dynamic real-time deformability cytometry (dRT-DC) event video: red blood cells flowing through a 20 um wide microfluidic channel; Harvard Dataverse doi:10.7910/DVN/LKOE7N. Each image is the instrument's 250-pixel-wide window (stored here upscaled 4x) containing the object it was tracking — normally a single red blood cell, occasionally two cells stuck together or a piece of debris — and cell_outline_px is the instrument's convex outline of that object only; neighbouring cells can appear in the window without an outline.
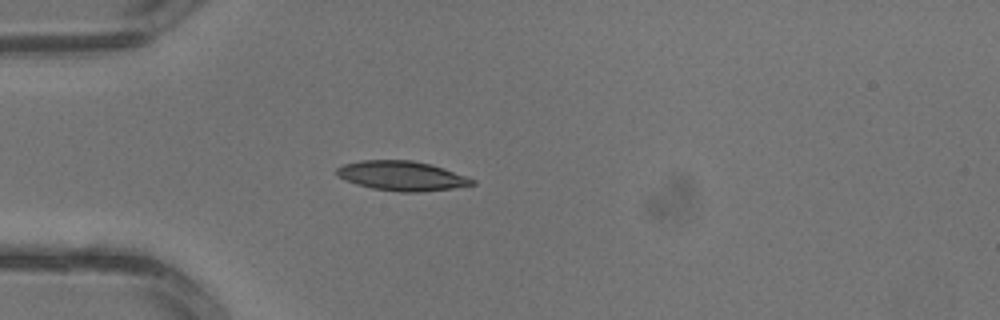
{"species": "common noctule bat (a hibernating species)", "species_latin": "Nyctalus noctula", "temperature_condition": "warm", "stored_images_in_passage": 2, "camera_frame_rate_fps": 3000, "um_per_image_px": 0.085, "animal": {"sex": "male", "body_mass_g": 13.3}, "frame": {"image": 1, "passage_image": 2, "time_ms": 0.333, "image_size_px": [1000, 320], "cell_outline_px": [[476, 184], [452, 188], [420, 192], [400, 192], [372, 188], [356, 184], [336, 176], [336, 168], [344, 164], [360, 160], [412, 160], [432, 164], [468, 176], [476, 180]], "centroid_in_image_um": [34.17, 14.94], "position_along_channel_um": 50.8, "area_um2": 23.52}}